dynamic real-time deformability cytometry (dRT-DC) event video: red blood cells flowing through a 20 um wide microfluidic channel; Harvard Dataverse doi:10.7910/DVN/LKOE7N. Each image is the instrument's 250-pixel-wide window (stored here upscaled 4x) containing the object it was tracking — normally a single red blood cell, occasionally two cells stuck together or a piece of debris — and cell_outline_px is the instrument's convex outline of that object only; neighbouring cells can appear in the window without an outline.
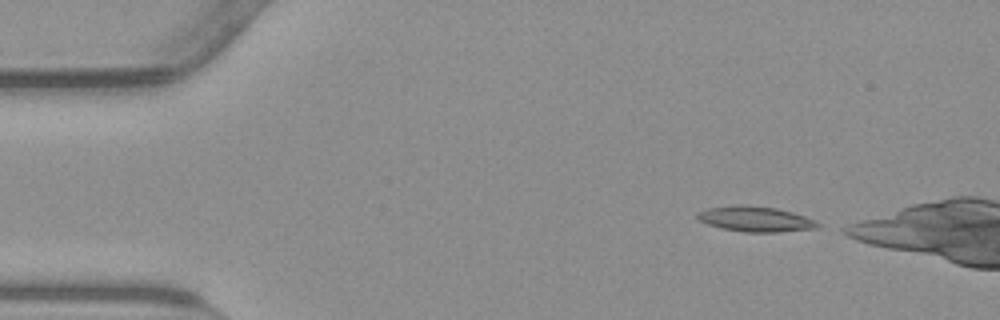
{"species": "common noctule bat (a hibernating species)", "species_latin": "Nyctalus noctula", "temperature_condition": "warm", "stored_images_in_passage": 10, "camera_frame_rate_fps": 3000, "um_per_image_px": 0.085, "animal": {"sex": "male", "body_mass_g": 23.1, "forearm_length_mm": 52.7}, "frame": {"image": 1, "passage_image": 1, "time_ms": 0.0, "image_size_px": [1000, 320], "cell_outline_px": [[820, 228], [776, 232], [744, 232], [720, 228], [708, 224], [700, 220], [696, 216], [700, 212], [708, 208], [732, 204], [748, 204], [776, 208], [792, 212], [804, 216], [820, 224]], "centroid_in_image_um": [64.2, 18.61], "position_along_channel_um": 20.8, "area_um2": 17.8}}